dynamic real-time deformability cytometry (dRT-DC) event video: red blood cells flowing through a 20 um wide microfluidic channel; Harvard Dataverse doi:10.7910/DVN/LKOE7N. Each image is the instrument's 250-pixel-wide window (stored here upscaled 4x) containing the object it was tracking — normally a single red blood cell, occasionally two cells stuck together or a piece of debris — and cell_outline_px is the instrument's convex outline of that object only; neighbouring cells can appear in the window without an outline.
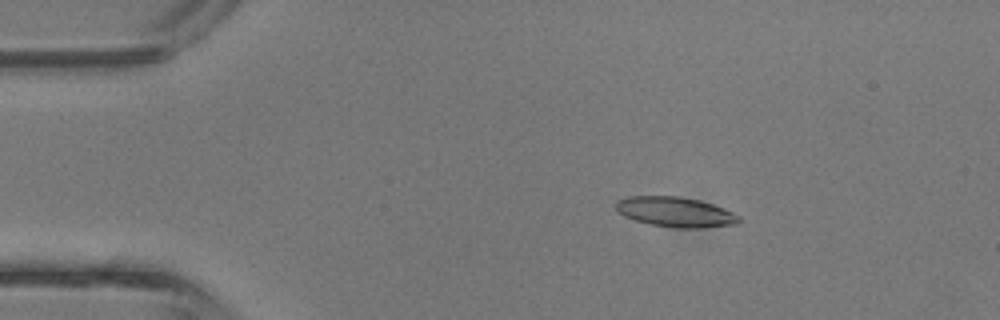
{"species": "common noctule bat (a hibernating species)", "species_latin": "Nyctalus noctula", "temperature_condition": "room temperature", "stored_images_in_passage": 2, "camera_frame_rate_fps": 3000, "um_per_image_px": 0.085, "animal": {"sex": "male", "body_mass_g": 13.3}, "frame": {"image": 1, "passage_image": 1, "time_ms": 0.0, "image_size_px": [1000, 320], "cell_outline_px": [[740, 220], [736, 224], [704, 228], [676, 228], [652, 224], [636, 220], [624, 216], [616, 212], [616, 200], [628, 196], [680, 196], [700, 200], [712, 204], [732, 212], [740, 216]], "centroid_in_image_um": [57.39, 18.01], "position_along_channel_um": 27.6, "area_um2": 21.56}}